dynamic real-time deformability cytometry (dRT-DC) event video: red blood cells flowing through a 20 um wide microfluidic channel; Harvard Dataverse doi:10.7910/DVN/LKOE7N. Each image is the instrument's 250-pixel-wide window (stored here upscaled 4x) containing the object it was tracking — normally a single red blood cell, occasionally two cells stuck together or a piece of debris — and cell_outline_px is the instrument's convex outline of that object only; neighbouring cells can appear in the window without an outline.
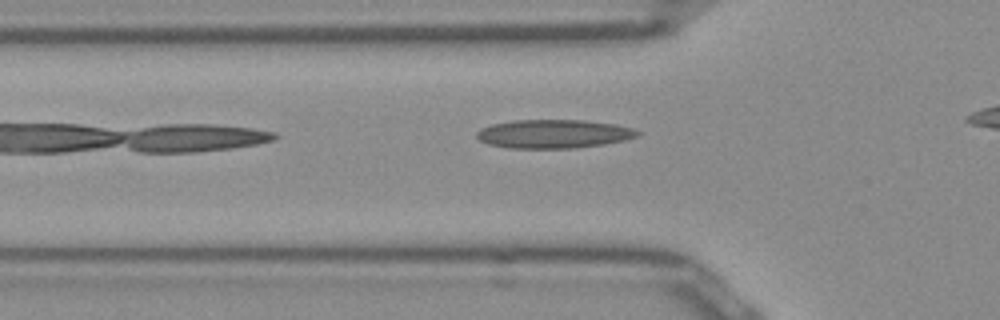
{"species": "Egyptian fruit bat (a non-hibernating species)", "species_latin": "Rousettus aegyptiacus", "temperature_condition": "room temperature", "stored_images_in_passage": 29, "camera_frame_rate_fps": 3000, "um_per_image_px": 0.085, "frame": {"image": 1, "passage_image": 4, "time_ms": 1.0, "image_size_px": [1000, 320], "cell_outline_px": [[640, 136], [624, 140], [604, 144], [572, 148], [508, 148], [488, 144], [480, 140], [476, 136], [476, 132], [480, 128], [492, 124], [512, 120], [584, 120], [616, 124], [632, 128], [640, 132]], "centroid_in_image_um": [47.05, 11.37], "position_along_channel_um": 78.7, "area_um2": 26.93}}
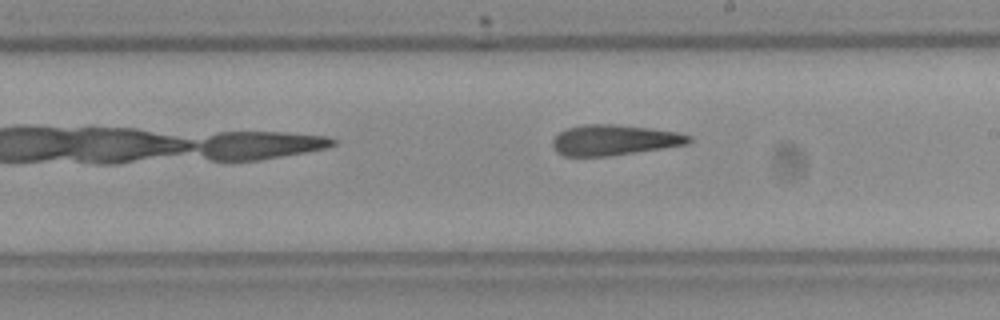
{"frame": {"image": 2, "passage_image": 16, "time_ms": 5.0, "image_size_px": [1000, 320], "cell_outline_px": [[692, 140], [688, 144], [636, 152], [608, 156], [564, 156], [556, 152], [552, 144], [552, 140], [560, 132], [568, 128], [584, 124], [616, 124], [648, 128], [676, 132], [692, 136]], "centroid_in_image_um": [52.19, 11.9], "position_along_channel_um": 236.8, "area_um2": 24.1}}
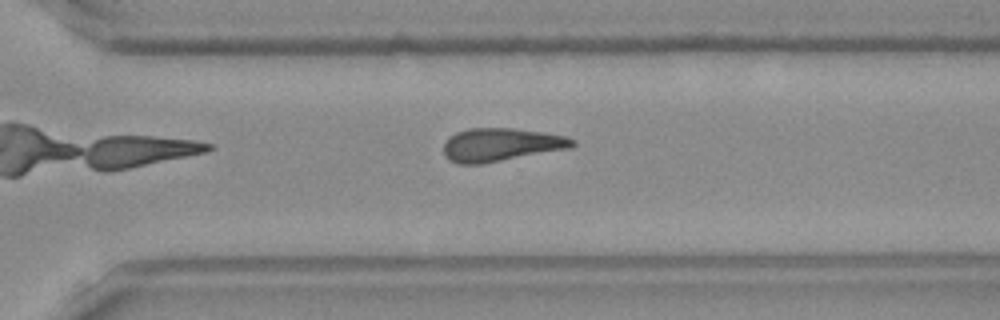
{"frame": {"image": 3, "passage_image": 23, "time_ms": 7.333, "image_size_px": [1000, 320], "cell_outline_px": [[576, 144], [572, 148], [480, 164], [460, 164], [448, 160], [444, 156], [444, 140], [448, 136], [456, 132], [468, 128], [512, 128], [540, 132], [564, 136], [576, 140]], "centroid_in_image_um": [42.54, 12.3], "position_along_channel_um": 328.1, "area_um2": 25.03}}